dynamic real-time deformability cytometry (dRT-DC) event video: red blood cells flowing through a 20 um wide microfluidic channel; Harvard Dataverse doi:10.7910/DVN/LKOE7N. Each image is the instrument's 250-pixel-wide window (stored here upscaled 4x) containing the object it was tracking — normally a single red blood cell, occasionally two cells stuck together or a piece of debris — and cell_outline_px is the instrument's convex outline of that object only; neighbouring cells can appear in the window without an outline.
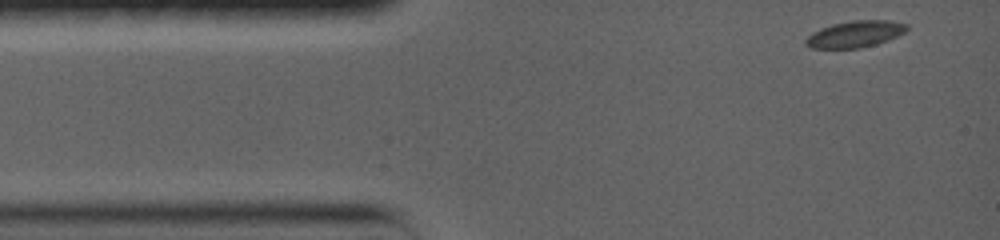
{"species": "common noctule bat (a hibernating species)", "species_latin": "Nyctalus noctula", "temperature_condition": "warm", "stored_images_in_passage": 45, "camera_frame_rate_fps": 5000, "um_per_image_px": 0.085, "animal": {"sex": "female", "body_mass_g": 19.0, "forearm_length_mm": 56.7}, "frame": {"image": 1, "passage_image": 1, "time_ms": 0.0, "image_size_px": [1000, 240], "cell_outline_px": [[908, 28], [904, 32], [888, 40], [876, 44], [860, 48], [812, 48], [804, 44], [804, 40], [812, 32], [820, 28], [832, 24], [852, 20], [888, 20], [908, 24]], "centroid_in_image_um": [72.66, 2.89], "position_along_channel_um": 12.3, "area_um2": 15.66}}
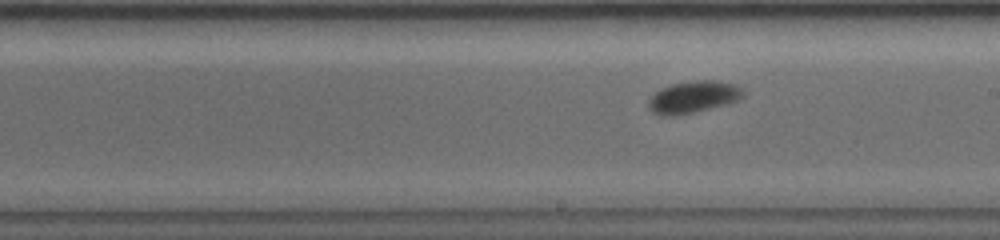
{"frame": {"image": 2, "passage_image": 27, "time_ms": 7.8, "image_size_px": [1000, 240], "cell_outline_px": [[744, 96], [728, 104], [696, 112], [672, 116], [660, 116], [652, 112], [648, 104], [648, 100], [660, 88], [672, 84], [696, 80], [720, 80], [736, 84], [744, 88]], "centroid_in_image_um": [58.96, 8.24], "position_along_channel_um": 230.0, "area_um2": 17.92}}
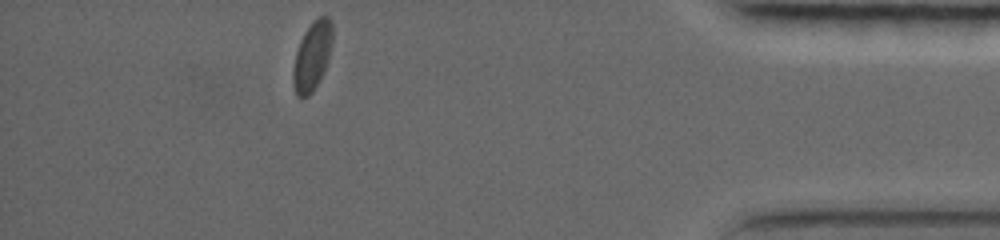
{"frame": {"image": 3, "passage_image": 45, "time_ms": 14.2, "image_size_px": [1000, 240], "cell_outline_px": [[332, 40], [328, 60], [312, 92], [308, 96], [300, 100], [296, 96], [292, 80], [292, 72], [296, 52], [300, 40], [304, 32], [312, 20], [320, 16], [328, 16], [332, 20]], "centroid_in_image_um": [26.51, 4.75], "position_along_channel_um": 408.7, "area_um2": 15.84}, "authors_computed_cell_mechanics": {"area_um2": 16.184, "velocity_mm_per_s": 3.5461, "shape_relaxation_time_tau1_ms": 3.4027, "shape_relaxation_time_tau2_ms": null, "deformation_change_tau1": 0.1056, "deformation_change_tau2": null}}